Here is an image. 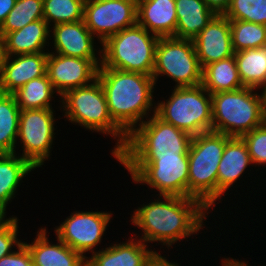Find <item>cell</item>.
<instances>
[{"mask_svg": "<svg viewBox=\"0 0 266 266\" xmlns=\"http://www.w3.org/2000/svg\"><path fill=\"white\" fill-rule=\"evenodd\" d=\"M179 265L180 264L178 263L172 261L170 262L169 259L167 260V257H165V255L161 256V253L159 254L154 250L147 259L145 266H179Z\"/></svg>", "mask_w": 266, "mask_h": 266, "instance_id": "8d00e7d4", "label": "cell"}, {"mask_svg": "<svg viewBox=\"0 0 266 266\" xmlns=\"http://www.w3.org/2000/svg\"><path fill=\"white\" fill-rule=\"evenodd\" d=\"M55 112L54 109L20 110L17 138L22 144L20 156L35 169L42 167L44 161L52 155L51 149L56 134Z\"/></svg>", "mask_w": 266, "mask_h": 266, "instance_id": "8fae6325", "label": "cell"}, {"mask_svg": "<svg viewBox=\"0 0 266 266\" xmlns=\"http://www.w3.org/2000/svg\"><path fill=\"white\" fill-rule=\"evenodd\" d=\"M131 237L125 242L114 243L87 257L86 266H145L154 249L148 248L139 238ZM150 249V250H149Z\"/></svg>", "mask_w": 266, "mask_h": 266, "instance_id": "d6986e66", "label": "cell"}, {"mask_svg": "<svg viewBox=\"0 0 266 266\" xmlns=\"http://www.w3.org/2000/svg\"><path fill=\"white\" fill-rule=\"evenodd\" d=\"M50 33V26L44 19L29 23L22 29L6 33L3 36L6 55L45 52V49L50 45L49 40H52L49 38Z\"/></svg>", "mask_w": 266, "mask_h": 266, "instance_id": "7402d4cb", "label": "cell"}, {"mask_svg": "<svg viewBox=\"0 0 266 266\" xmlns=\"http://www.w3.org/2000/svg\"><path fill=\"white\" fill-rule=\"evenodd\" d=\"M5 42L3 36L0 34V75L6 59Z\"/></svg>", "mask_w": 266, "mask_h": 266, "instance_id": "ab89813d", "label": "cell"}, {"mask_svg": "<svg viewBox=\"0 0 266 266\" xmlns=\"http://www.w3.org/2000/svg\"><path fill=\"white\" fill-rule=\"evenodd\" d=\"M231 137L208 131L192 136L188 150V197L198 199L209 211L217 201L218 165Z\"/></svg>", "mask_w": 266, "mask_h": 266, "instance_id": "277c9868", "label": "cell"}, {"mask_svg": "<svg viewBox=\"0 0 266 266\" xmlns=\"http://www.w3.org/2000/svg\"><path fill=\"white\" fill-rule=\"evenodd\" d=\"M83 20L102 44L110 36L137 24V0H85Z\"/></svg>", "mask_w": 266, "mask_h": 266, "instance_id": "7c38bea8", "label": "cell"}, {"mask_svg": "<svg viewBox=\"0 0 266 266\" xmlns=\"http://www.w3.org/2000/svg\"><path fill=\"white\" fill-rule=\"evenodd\" d=\"M97 79L103 87L110 116L128 136L155 114L153 93L156 84L152 76L99 67Z\"/></svg>", "mask_w": 266, "mask_h": 266, "instance_id": "7a4b0ae2", "label": "cell"}, {"mask_svg": "<svg viewBox=\"0 0 266 266\" xmlns=\"http://www.w3.org/2000/svg\"><path fill=\"white\" fill-rule=\"evenodd\" d=\"M210 94L234 91L243 86L236 59L233 56L206 65L202 70V84Z\"/></svg>", "mask_w": 266, "mask_h": 266, "instance_id": "d4e9b609", "label": "cell"}, {"mask_svg": "<svg viewBox=\"0 0 266 266\" xmlns=\"http://www.w3.org/2000/svg\"><path fill=\"white\" fill-rule=\"evenodd\" d=\"M257 90L242 87L211 94L212 131L241 137L262 125L266 121V112Z\"/></svg>", "mask_w": 266, "mask_h": 266, "instance_id": "5b68a950", "label": "cell"}, {"mask_svg": "<svg viewBox=\"0 0 266 266\" xmlns=\"http://www.w3.org/2000/svg\"><path fill=\"white\" fill-rule=\"evenodd\" d=\"M20 108L13 94L0 93V154L16 153Z\"/></svg>", "mask_w": 266, "mask_h": 266, "instance_id": "4316f807", "label": "cell"}, {"mask_svg": "<svg viewBox=\"0 0 266 266\" xmlns=\"http://www.w3.org/2000/svg\"><path fill=\"white\" fill-rule=\"evenodd\" d=\"M192 40L202 69L206 65L235 54L232 46L230 20L224 15H216Z\"/></svg>", "mask_w": 266, "mask_h": 266, "instance_id": "2e32d148", "label": "cell"}, {"mask_svg": "<svg viewBox=\"0 0 266 266\" xmlns=\"http://www.w3.org/2000/svg\"><path fill=\"white\" fill-rule=\"evenodd\" d=\"M175 7L177 38L193 39L216 16L202 0H175Z\"/></svg>", "mask_w": 266, "mask_h": 266, "instance_id": "cb8c5ba5", "label": "cell"}, {"mask_svg": "<svg viewBox=\"0 0 266 266\" xmlns=\"http://www.w3.org/2000/svg\"><path fill=\"white\" fill-rule=\"evenodd\" d=\"M260 90L262 91L260 93H261V96H262V99H263V104H264V108H265V112H266V81L262 85Z\"/></svg>", "mask_w": 266, "mask_h": 266, "instance_id": "60d3db41", "label": "cell"}, {"mask_svg": "<svg viewBox=\"0 0 266 266\" xmlns=\"http://www.w3.org/2000/svg\"><path fill=\"white\" fill-rule=\"evenodd\" d=\"M221 262H222L221 263L222 266H249L247 264L248 261L243 260L242 262V260L239 261L238 259L236 260V258L233 259L232 257L224 258V259L222 258Z\"/></svg>", "mask_w": 266, "mask_h": 266, "instance_id": "f35d334b", "label": "cell"}, {"mask_svg": "<svg viewBox=\"0 0 266 266\" xmlns=\"http://www.w3.org/2000/svg\"><path fill=\"white\" fill-rule=\"evenodd\" d=\"M234 57L243 86L260 89L266 81V46L235 52Z\"/></svg>", "mask_w": 266, "mask_h": 266, "instance_id": "484cf974", "label": "cell"}, {"mask_svg": "<svg viewBox=\"0 0 266 266\" xmlns=\"http://www.w3.org/2000/svg\"><path fill=\"white\" fill-rule=\"evenodd\" d=\"M16 0H0V27L5 22L7 15L15 6Z\"/></svg>", "mask_w": 266, "mask_h": 266, "instance_id": "74e56055", "label": "cell"}, {"mask_svg": "<svg viewBox=\"0 0 266 266\" xmlns=\"http://www.w3.org/2000/svg\"><path fill=\"white\" fill-rule=\"evenodd\" d=\"M39 230L33 242L23 241L30 251L33 266H86L87 258L81 253L74 251L58 237L57 243L52 244L46 228Z\"/></svg>", "mask_w": 266, "mask_h": 266, "instance_id": "ac0fdd59", "label": "cell"}, {"mask_svg": "<svg viewBox=\"0 0 266 266\" xmlns=\"http://www.w3.org/2000/svg\"><path fill=\"white\" fill-rule=\"evenodd\" d=\"M39 19H43V0H16L15 6L0 27V34L4 36Z\"/></svg>", "mask_w": 266, "mask_h": 266, "instance_id": "4dcf8cb0", "label": "cell"}, {"mask_svg": "<svg viewBox=\"0 0 266 266\" xmlns=\"http://www.w3.org/2000/svg\"><path fill=\"white\" fill-rule=\"evenodd\" d=\"M136 184H146L158 195L188 197V156L114 157Z\"/></svg>", "mask_w": 266, "mask_h": 266, "instance_id": "52a82bcc", "label": "cell"}, {"mask_svg": "<svg viewBox=\"0 0 266 266\" xmlns=\"http://www.w3.org/2000/svg\"><path fill=\"white\" fill-rule=\"evenodd\" d=\"M208 213L210 211L193 197L159 195L133 210L130 218L132 224L142 229L138 238L146 245L158 242L169 250L178 241L199 234Z\"/></svg>", "mask_w": 266, "mask_h": 266, "instance_id": "6da1fadb", "label": "cell"}, {"mask_svg": "<svg viewBox=\"0 0 266 266\" xmlns=\"http://www.w3.org/2000/svg\"><path fill=\"white\" fill-rule=\"evenodd\" d=\"M59 98L64 117L69 122L92 132L110 135L116 140L111 152L113 157L126 146L128 135L110 116L106 96L98 79L87 86L70 89Z\"/></svg>", "mask_w": 266, "mask_h": 266, "instance_id": "3957f363", "label": "cell"}, {"mask_svg": "<svg viewBox=\"0 0 266 266\" xmlns=\"http://www.w3.org/2000/svg\"><path fill=\"white\" fill-rule=\"evenodd\" d=\"M191 140L190 134L154 114L128 136L126 146L115 157L188 156Z\"/></svg>", "mask_w": 266, "mask_h": 266, "instance_id": "9c48e42d", "label": "cell"}, {"mask_svg": "<svg viewBox=\"0 0 266 266\" xmlns=\"http://www.w3.org/2000/svg\"><path fill=\"white\" fill-rule=\"evenodd\" d=\"M173 88L167 100L156 103L155 115L191 136L212 131L211 94L202 85Z\"/></svg>", "mask_w": 266, "mask_h": 266, "instance_id": "ba28073f", "label": "cell"}, {"mask_svg": "<svg viewBox=\"0 0 266 266\" xmlns=\"http://www.w3.org/2000/svg\"><path fill=\"white\" fill-rule=\"evenodd\" d=\"M17 250V251H16ZM14 251L0 259V266H33L32 256L27 246L22 243Z\"/></svg>", "mask_w": 266, "mask_h": 266, "instance_id": "e575fe53", "label": "cell"}, {"mask_svg": "<svg viewBox=\"0 0 266 266\" xmlns=\"http://www.w3.org/2000/svg\"><path fill=\"white\" fill-rule=\"evenodd\" d=\"M57 94L48 75L30 80L13 93L20 110L53 109L54 94Z\"/></svg>", "mask_w": 266, "mask_h": 266, "instance_id": "83f0119b", "label": "cell"}, {"mask_svg": "<svg viewBox=\"0 0 266 266\" xmlns=\"http://www.w3.org/2000/svg\"><path fill=\"white\" fill-rule=\"evenodd\" d=\"M160 37L136 24L110 36L101 44V65L152 76Z\"/></svg>", "mask_w": 266, "mask_h": 266, "instance_id": "8992f818", "label": "cell"}, {"mask_svg": "<svg viewBox=\"0 0 266 266\" xmlns=\"http://www.w3.org/2000/svg\"><path fill=\"white\" fill-rule=\"evenodd\" d=\"M50 28V32H52L50 39L53 38L52 43L54 45V47L52 45L54 52L51 53L90 59L99 68L101 65V47L100 50L95 49L97 48L94 45L96 44L94 43L95 37L86 27L84 20L58 24Z\"/></svg>", "mask_w": 266, "mask_h": 266, "instance_id": "9a60e30c", "label": "cell"}, {"mask_svg": "<svg viewBox=\"0 0 266 266\" xmlns=\"http://www.w3.org/2000/svg\"><path fill=\"white\" fill-rule=\"evenodd\" d=\"M216 15H224L228 10L231 0H202Z\"/></svg>", "mask_w": 266, "mask_h": 266, "instance_id": "d590c367", "label": "cell"}, {"mask_svg": "<svg viewBox=\"0 0 266 266\" xmlns=\"http://www.w3.org/2000/svg\"><path fill=\"white\" fill-rule=\"evenodd\" d=\"M18 217L9 216L0 217V259L4 256L11 254L13 248L19 247L23 241L17 239L19 236Z\"/></svg>", "mask_w": 266, "mask_h": 266, "instance_id": "836d02e7", "label": "cell"}, {"mask_svg": "<svg viewBox=\"0 0 266 266\" xmlns=\"http://www.w3.org/2000/svg\"><path fill=\"white\" fill-rule=\"evenodd\" d=\"M110 212L73 211L55 228V235L74 251L87 258L86 253H94L101 244L108 223L112 218Z\"/></svg>", "mask_w": 266, "mask_h": 266, "instance_id": "4fadbf2b", "label": "cell"}, {"mask_svg": "<svg viewBox=\"0 0 266 266\" xmlns=\"http://www.w3.org/2000/svg\"><path fill=\"white\" fill-rule=\"evenodd\" d=\"M247 145L252 165L265 166L266 164V121L241 136Z\"/></svg>", "mask_w": 266, "mask_h": 266, "instance_id": "d6a6232c", "label": "cell"}, {"mask_svg": "<svg viewBox=\"0 0 266 266\" xmlns=\"http://www.w3.org/2000/svg\"><path fill=\"white\" fill-rule=\"evenodd\" d=\"M47 51L49 49L46 52L6 56L0 75V93L13 94L30 80L46 75Z\"/></svg>", "mask_w": 266, "mask_h": 266, "instance_id": "e0dca14e", "label": "cell"}, {"mask_svg": "<svg viewBox=\"0 0 266 266\" xmlns=\"http://www.w3.org/2000/svg\"><path fill=\"white\" fill-rule=\"evenodd\" d=\"M20 154H0V217H7V206L16 197L19 184L28 173L36 170Z\"/></svg>", "mask_w": 266, "mask_h": 266, "instance_id": "603a6c76", "label": "cell"}, {"mask_svg": "<svg viewBox=\"0 0 266 266\" xmlns=\"http://www.w3.org/2000/svg\"><path fill=\"white\" fill-rule=\"evenodd\" d=\"M252 164L247 145L241 137H231L225 144L223 155L218 165L217 200H223L227 190L244 175ZM230 187V188H229Z\"/></svg>", "mask_w": 266, "mask_h": 266, "instance_id": "ffe728a7", "label": "cell"}, {"mask_svg": "<svg viewBox=\"0 0 266 266\" xmlns=\"http://www.w3.org/2000/svg\"><path fill=\"white\" fill-rule=\"evenodd\" d=\"M230 30L235 52L266 46V25L230 20Z\"/></svg>", "mask_w": 266, "mask_h": 266, "instance_id": "f1b7e54d", "label": "cell"}, {"mask_svg": "<svg viewBox=\"0 0 266 266\" xmlns=\"http://www.w3.org/2000/svg\"><path fill=\"white\" fill-rule=\"evenodd\" d=\"M137 24L158 37L174 36L177 26L175 0H137Z\"/></svg>", "mask_w": 266, "mask_h": 266, "instance_id": "44dd1931", "label": "cell"}, {"mask_svg": "<svg viewBox=\"0 0 266 266\" xmlns=\"http://www.w3.org/2000/svg\"><path fill=\"white\" fill-rule=\"evenodd\" d=\"M202 70L192 39L159 38L152 72L155 84L166 75L175 82V87L198 86L202 84Z\"/></svg>", "mask_w": 266, "mask_h": 266, "instance_id": "30bf717a", "label": "cell"}, {"mask_svg": "<svg viewBox=\"0 0 266 266\" xmlns=\"http://www.w3.org/2000/svg\"><path fill=\"white\" fill-rule=\"evenodd\" d=\"M84 2L85 0H43V19L50 27L82 21Z\"/></svg>", "mask_w": 266, "mask_h": 266, "instance_id": "f546056e", "label": "cell"}, {"mask_svg": "<svg viewBox=\"0 0 266 266\" xmlns=\"http://www.w3.org/2000/svg\"><path fill=\"white\" fill-rule=\"evenodd\" d=\"M97 72L98 67L90 59L48 51L46 74L60 97L70 89L91 84L97 79Z\"/></svg>", "mask_w": 266, "mask_h": 266, "instance_id": "5bb4252c", "label": "cell"}, {"mask_svg": "<svg viewBox=\"0 0 266 266\" xmlns=\"http://www.w3.org/2000/svg\"><path fill=\"white\" fill-rule=\"evenodd\" d=\"M224 16L229 20L266 25V0H231Z\"/></svg>", "mask_w": 266, "mask_h": 266, "instance_id": "1f68e13d", "label": "cell"}]
</instances>
